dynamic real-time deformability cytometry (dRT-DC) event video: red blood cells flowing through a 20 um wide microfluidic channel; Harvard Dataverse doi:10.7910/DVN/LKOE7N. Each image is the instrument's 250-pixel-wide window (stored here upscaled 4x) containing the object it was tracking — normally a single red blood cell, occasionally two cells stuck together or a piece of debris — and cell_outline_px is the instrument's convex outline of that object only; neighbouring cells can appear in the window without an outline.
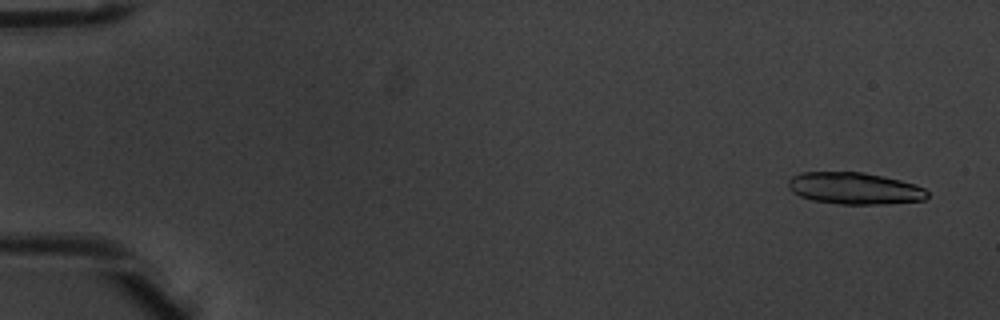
{"species": "common noctule bat (a hibernating species)", "species_latin": "Nyctalus noctula", "temperature_condition": "warm", "stored_images_in_passage": 5, "camera_frame_rate_fps": 3000, "um_per_image_px": 0.085, "animal": {"sex": "male", "body_mass_g": 20.1, "forearm_length_mm": 53.5}, "frame": {"image": 1, "passage_image": 1, "time_ms": 0.0, "image_size_px": [1000, 320], "cell_outline_px": [[928, 196], [924, 200], [884, 204], [840, 204], [812, 200], [800, 196], [792, 192], [788, 188], [788, 180], [792, 176], [800, 172], [864, 172], [884, 176], [916, 184], [924, 188], [928, 192]], "centroid_in_image_um": [72.63, 16.0], "position_along_channel_um": 12.4, "area_um2": 25.95}}